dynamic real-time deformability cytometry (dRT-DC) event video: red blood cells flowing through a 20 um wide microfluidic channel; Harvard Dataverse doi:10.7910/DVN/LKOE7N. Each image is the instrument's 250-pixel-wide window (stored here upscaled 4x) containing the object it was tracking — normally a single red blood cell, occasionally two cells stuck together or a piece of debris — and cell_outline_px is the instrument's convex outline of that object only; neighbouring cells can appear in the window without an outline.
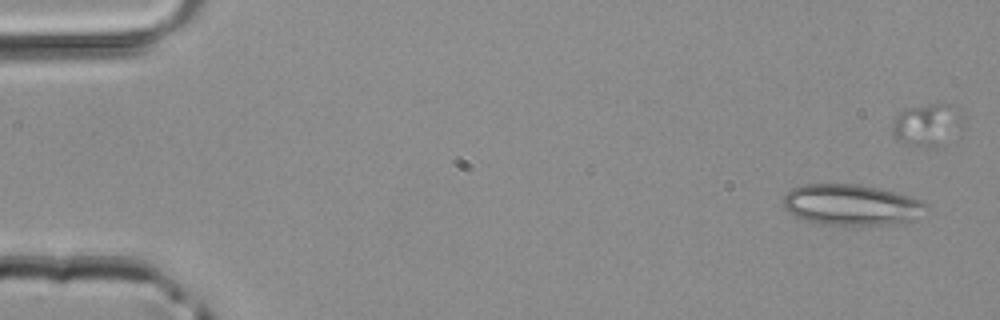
{"species": "common noctule bat (a hibernating species)", "species_latin": "Nyctalus noctula", "temperature_condition": "room temperature", "stored_images_in_passage": 5, "segment_of_instrument_passage": [1, 2], "camera_frame_rate_fps": 3000, "um_per_image_px": 0.085, "animal": {"sex": "male", "body_mass_g": 20.4}, "frame": {"image": 1, "passage_image": 1, "time_ms": 0.0, "image_size_px": [1000, 320], "cell_outline_px": [[928, 204], [916, 220], [904, 224], [824, 224], [804, 220], [788, 212], [784, 208], [784, 196], [792, 188], [800, 184], [856, 184], [896, 192], [912, 196]], "centroid_in_image_um": [72.39, 17.41], "position_along_channel_um": 12.6, "area_um2": 34.04}}